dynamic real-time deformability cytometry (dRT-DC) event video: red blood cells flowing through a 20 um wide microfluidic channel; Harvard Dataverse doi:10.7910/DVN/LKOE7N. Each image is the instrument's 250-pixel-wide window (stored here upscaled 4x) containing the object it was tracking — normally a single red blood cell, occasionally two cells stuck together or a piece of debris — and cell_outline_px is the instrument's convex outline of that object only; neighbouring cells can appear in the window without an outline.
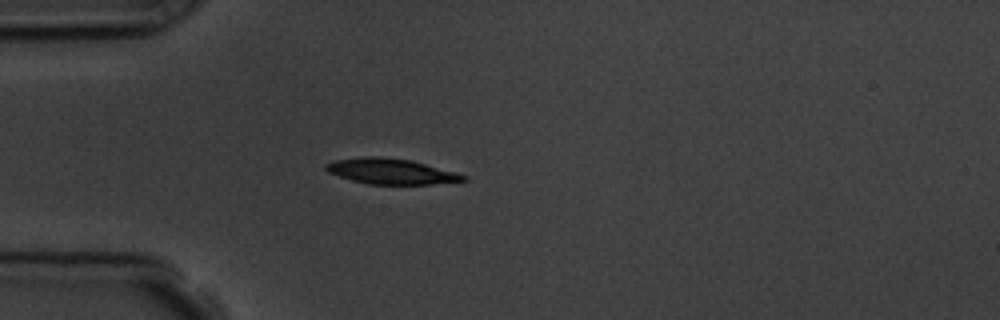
{"species": "common noctule bat (a hibernating species)", "species_latin": "Nyctalus noctula", "temperature_condition": "room temperature", "stored_images_in_passage": 2, "camera_frame_rate_fps": 3000, "um_per_image_px": 0.085, "animal": {"sex": "male", "body_mass_g": 19.5, "forearm_length_mm": 54.6}, "frame": {"image": 1, "passage_image": 2, "time_ms": 1.0, "image_size_px": [1000, 320], "cell_outline_px": [[468, 180], [432, 184], [368, 184], [352, 180], [328, 172], [324, 168], [324, 164], [336, 160], [364, 156], [380, 156], [412, 160], [456, 172], [468, 176]], "centroid_in_image_um": [33.25, 14.56], "position_along_channel_um": 51.8, "area_um2": 20.46}}